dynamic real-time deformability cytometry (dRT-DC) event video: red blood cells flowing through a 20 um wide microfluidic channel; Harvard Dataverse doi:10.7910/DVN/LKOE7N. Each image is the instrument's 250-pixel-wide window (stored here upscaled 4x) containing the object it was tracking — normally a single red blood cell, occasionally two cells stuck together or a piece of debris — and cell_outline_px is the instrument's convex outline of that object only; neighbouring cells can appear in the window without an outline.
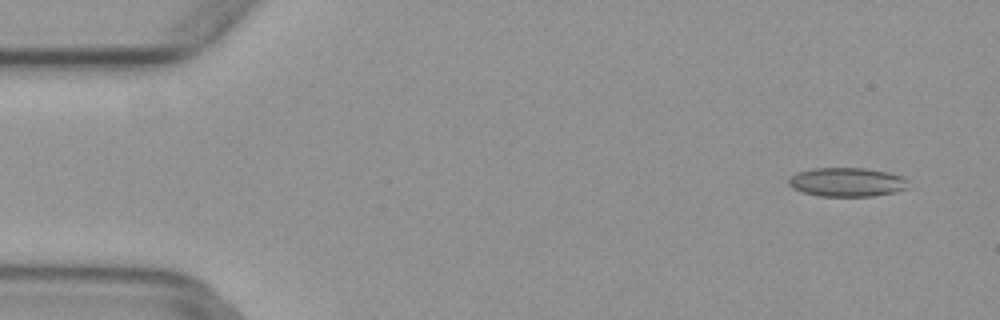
{"species": "common noctule bat (a hibernating species)", "species_latin": "Nyctalus noctula", "temperature_condition": "warm", "stored_images_in_passage": 5, "camera_frame_rate_fps": 3000, "um_per_image_px": 0.085, "animal": {"sex": "female", "body_mass_g": 29.2, "forearm_length_mm": 56.3}, "frame": {"image": 1, "passage_image": 2, "time_ms": 0.333, "image_size_px": [1000, 320], "cell_outline_px": [[908, 188], [896, 192], [872, 196], [820, 196], [804, 192], [792, 188], [788, 184], [788, 180], [796, 172], [812, 168], [868, 168], [888, 172], [900, 176], [908, 180]], "centroid_in_image_um": [72.0, 15.47], "position_along_channel_um": 13.0, "area_um2": 20.29}}